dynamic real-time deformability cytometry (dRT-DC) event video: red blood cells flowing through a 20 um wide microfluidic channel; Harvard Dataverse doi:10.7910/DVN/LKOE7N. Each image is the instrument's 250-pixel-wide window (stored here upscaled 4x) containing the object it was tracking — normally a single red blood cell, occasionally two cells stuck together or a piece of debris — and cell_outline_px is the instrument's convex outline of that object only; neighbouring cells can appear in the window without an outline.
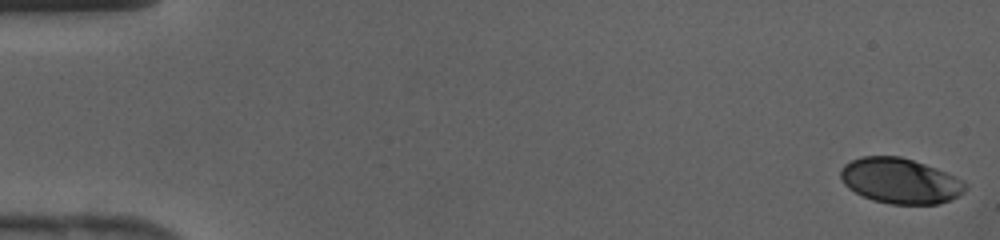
{"species": "human", "species_latin": "Homo sapiens", "temperature_condition": "cold", "stored_images_in_passage": 43, "camera_frame_rate_fps": 3000, "um_per_image_px": 0.085, "donor": {"sex": "female"}, "frame": {"image": 1, "passage_image": 1, "time_ms": 0.0, "image_size_px": [1000, 240], "cell_outline_px": [[968, 188], [964, 192], [952, 200], [936, 204], [892, 204], [872, 200], [848, 188], [844, 184], [840, 176], [840, 168], [844, 164], [860, 156], [900, 156], [936, 168], [964, 180], [968, 184]], "centroid_in_image_um": [76.53, 15.37], "position_along_channel_um": 8.5, "area_um2": 33.12}}
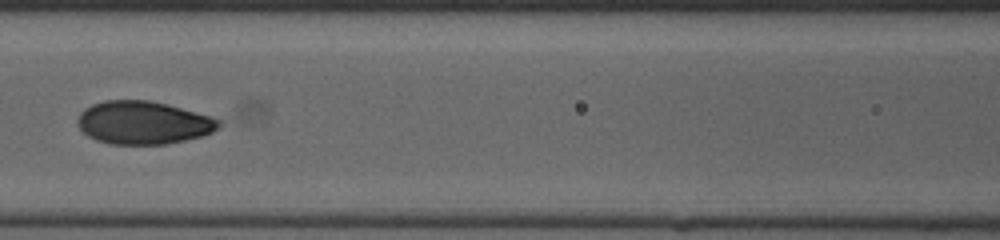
{"frame": {"image": 2, "passage_image": 20, "time_ms": 6.333, "image_size_px": [1000, 240], "cell_outline_px": [[224, 120], [212, 132], [200, 136], [168, 144], [112, 144], [96, 140], [88, 136], [76, 124], [76, 120], [80, 112], [84, 108], [92, 104], [104, 100], [148, 100], [168, 104]], "centroid_in_image_um": [12.15, 10.42], "position_along_channel_um": 154.4, "area_um2": 35.49}}
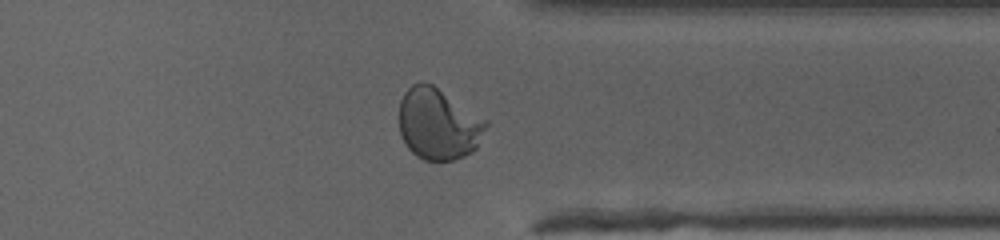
{"frame": {"image": 3, "passage_image": 34, "time_ms": 11.0, "image_size_px": [1000, 240], "cell_outline_px": [[488, 124], [476, 148], [472, 152], [464, 156], [452, 160], [424, 160], [416, 156], [408, 148], [400, 132], [400, 100], [404, 92], [412, 84], [420, 80], [424, 80], [432, 84], [488, 120]], "centroid_in_image_um": [37.26, 10.52], "position_along_channel_um": 374.1, "area_um2": 36.18}}